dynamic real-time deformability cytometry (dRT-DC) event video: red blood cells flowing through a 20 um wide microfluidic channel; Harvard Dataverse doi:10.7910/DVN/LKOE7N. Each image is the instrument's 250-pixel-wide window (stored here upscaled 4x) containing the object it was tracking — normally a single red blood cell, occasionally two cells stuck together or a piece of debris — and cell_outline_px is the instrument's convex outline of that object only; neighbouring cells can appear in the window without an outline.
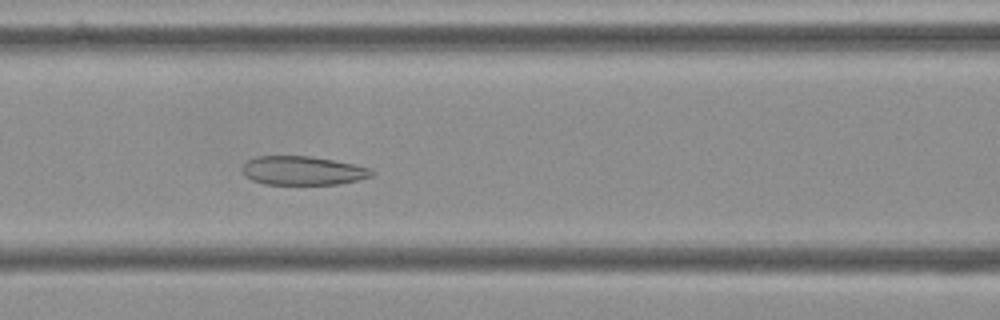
{"species": "Egyptian fruit bat (a non-hibernating species)", "species_latin": "Rousettus aegyptiacus", "temperature_condition": "cold", "stored_images_in_passage": 55, "camera_frame_rate_fps": 3000, "um_per_image_px": 0.085, "frame": {"image": 1, "passage_image": 23, "time_ms": 7.333, "image_size_px": [1000, 320], "cell_outline_px": [[376, 172], [372, 176], [360, 180], [340, 184], [264, 184], [252, 180], [244, 172], [244, 164], [248, 160], [256, 156], [308, 156], [332, 160], [372, 168]], "centroid_in_image_um": [25.8, 14.51], "position_along_channel_um": 140.8, "area_um2": 21.62}}
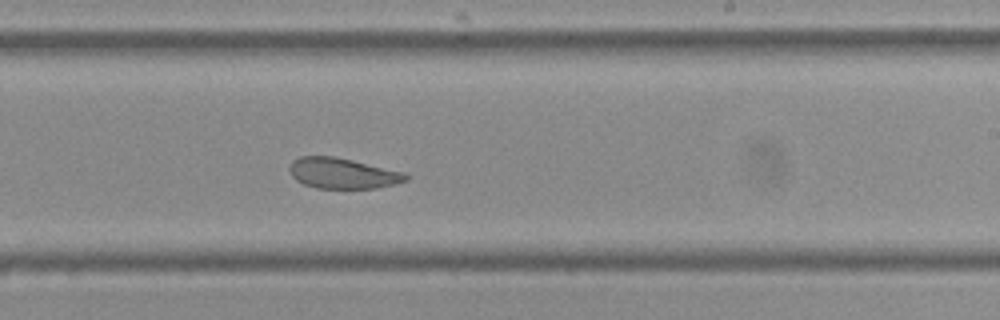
{"frame": {"image": 2, "passage_image": 33, "time_ms": 10.667, "image_size_px": [1000, 320], "cell_outline_px": [[408, 180], [396, 184], [376, 188], [316, 188], [304, 184], [296, 180], [292, 176], [288, 168], [292, 160], [300, 156], [332, 156], [352, 160], [404, 172], [408, 176]], "centroid_in_image_um": [29.1, 14.73], "position_along_channel_um": 259.9, "area_um2": 20.75}}
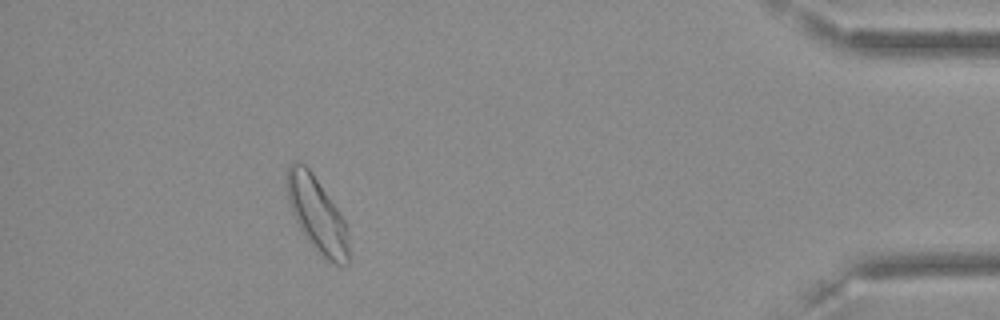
{"frame": {"image": 3, "passage_image": 50, "time_ms": 16.333, "image_size_px": [1000, 320], "cell_outline_px": [[348, 264], [332, 264], [316, 248], [300, 228], [296, 220], [288, 200], [288, 168], [296, 160], [304, 164], [312, 172], [340, 212], [344, 220], [348, 240]], "centroid_in_image_um": [26.97, 18.21], "position_along_channel_um": 408.2, "area_um2": 25.95}, "authors_computed_cell_mechanics": {"area_um2": 23.9292, "velocity_mm_per_s": 3.578, "shape_relaxation_time_tau1_ms": null, "shape_relaxation_time_tau2_ms": 1.163, "deformation_change_tau1": null, "deformation_change_tau2": 0.0625}}